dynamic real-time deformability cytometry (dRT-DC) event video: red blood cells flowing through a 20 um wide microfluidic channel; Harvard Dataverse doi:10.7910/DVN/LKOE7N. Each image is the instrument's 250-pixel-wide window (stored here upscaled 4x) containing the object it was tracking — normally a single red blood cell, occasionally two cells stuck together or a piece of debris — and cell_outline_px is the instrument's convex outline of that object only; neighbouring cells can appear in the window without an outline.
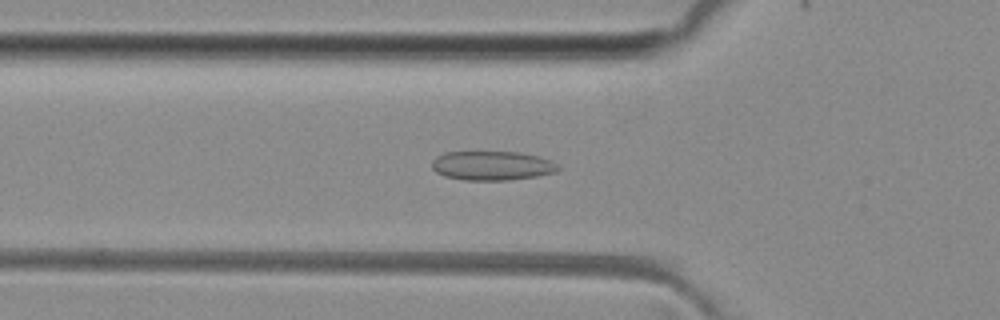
{"species": "common noctule bat (a hibernating species)", "species_latin": "Nyctalus noctula", "temperature_condition": "room temperature", "stored_images_in_passage": 49, "camera_frame_rate_fps": 3000, "um_per_image_px": 0.085, "animal": {"sex": "female", "body_mass_g": 29.2, "forearm_length_mm": 56.3}, "frame": {"image": 1, "passage_image": 16, "time_ms": 5.0, "image_size_px": [1000, 320], "cell_outline_px": [[560, 168], [556, 172], [536, 176], [508, 180], [464, 180], [444, 176], [436, 172], [432, 168], [432, 160], [436, 156], [444, 152], [520, 152], [552, 160]], "centroid_in_image_um": [41.8, 14.08], "position_along_channel_um": 84.0, "area_um2": 21.5}}
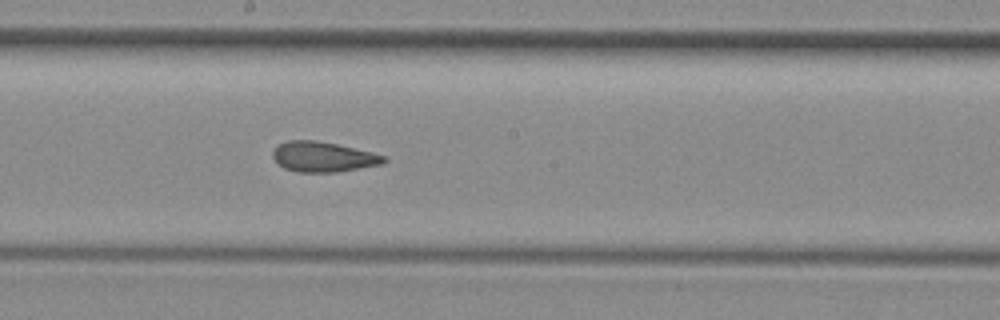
{"frame": {"image": 2, "passage_image": 26, "time_ms": 8.333, "image_size_px": [1000, 320], "cell_outline_px": [[388, 160], [384, 164], [336, 172], [296, 172], [284, 168], [272, 156], [272, 152], [280, 144], [288, 140], [316, 140], [336, 144], [372, 152], [388, 156]], "centroid_in_image_um": [27.52, 13.33], "position_along_channel_um": 220.7, "area_um2": 19.54}}
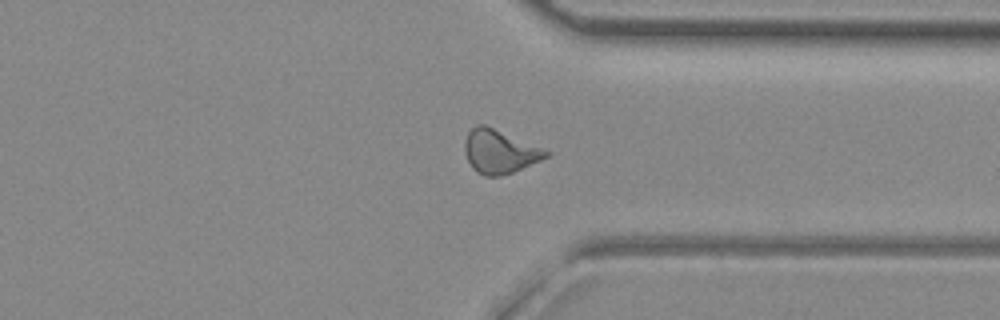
{"frame": {"image": 3, "passage_image": 37, "time_ms": 12.0, "image_size_px": [1000, 320], "cell_outline_px": [[552, 152], [548, 156], [540, 160], [512, 172], [500, 176], [484, 176], [476, 172], [472, 168], [468, 160], [464, 148], [464, 140], [468, 132], [476, 124], [484, 124]], "centroid_in_image_um": [42.43, 12.88], "position_along_channel_um": 369.0, "area_um2": 20.46}, "authors_computed_cell_mechanics": {"area_um2": 20.0566, "velocity_mm_per_s": 4.0794, "shape_relaxation_time_tau1_ms": null, "shape_relaxation_time_tau2_ms": 2.1291, "deformation_change_tau1": null, "deformation_change_tau2": 0.0901}}